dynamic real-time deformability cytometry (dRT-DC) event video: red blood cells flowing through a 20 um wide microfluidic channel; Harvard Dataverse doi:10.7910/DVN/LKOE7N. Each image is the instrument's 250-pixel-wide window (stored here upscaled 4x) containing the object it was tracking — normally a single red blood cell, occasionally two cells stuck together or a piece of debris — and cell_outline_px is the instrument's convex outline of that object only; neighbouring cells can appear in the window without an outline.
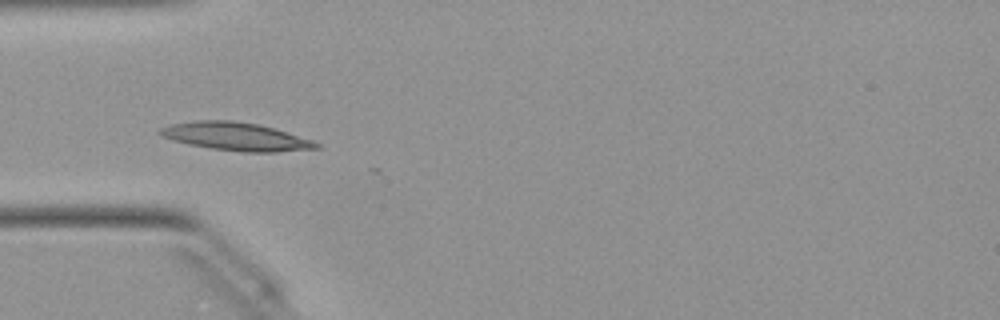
{"species": "Egyptian fruit bat (a non-hibernating species)", "species_latin": "Rousettus aegyptiacus", "temperature_condition": "warm", "stored_images_in_passage": 19, "camera_frame_rate_fps": 3000, "um_per_image_px": 0.085, "animal": {"sex": "female"}, "frame": {"image": 1, "passage_image": 16, "time_ms": 5.0, "image_size_px": [1000, 320], "cell_outline_px": [[320, 148], [276, 152], [244, 152], [212, 148], [188, 144], [172, 140], [160, 136], [156, 132], [160, 128], [172, 124], [196, 120], [232, 120], [260, 124], [276, 128], [312, 140], [320, 144]], "centroid_in_image_um": [20.05, 11.6], "position_along_channel_um": 65.0, "area_um2": 25.72}}